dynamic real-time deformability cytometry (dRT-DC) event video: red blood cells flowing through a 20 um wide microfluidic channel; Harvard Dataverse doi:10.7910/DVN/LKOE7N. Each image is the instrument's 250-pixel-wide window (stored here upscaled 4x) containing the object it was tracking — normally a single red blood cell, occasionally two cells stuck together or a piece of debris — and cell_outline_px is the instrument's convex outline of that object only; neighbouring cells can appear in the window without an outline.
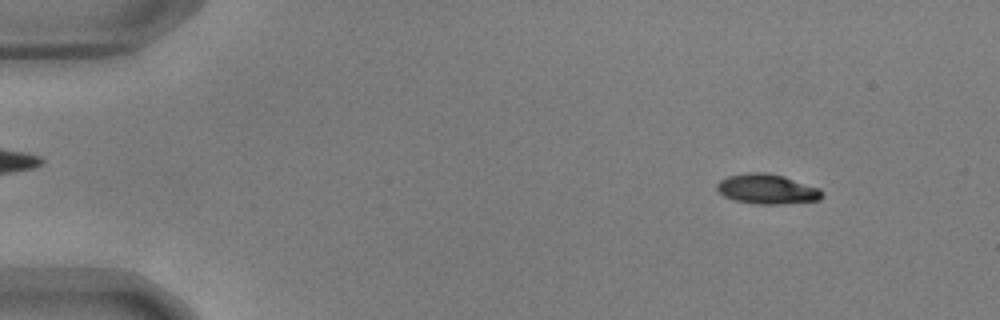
{"species": "common noctule bat (a hibernating species)", "species_latin": "Nyctalus noctula", "temperature_condition": "warm", "stored_images_in_passage": 56, "camera_frame_rate_fps": 3000, "um_per_image_px": 0.085, "animal": {"sex": "male", "body_mass_g": 17.9, "forearm_length_mm": 54.2}, "frame": {"image": 1, "passage_image": 6, "time_ms": 1.667, "image_size_px": [1000, 320], "cell_outline_px": [[824, 196], [820, 200], [780, 204], [760, 204], [736, 200], [724, 196], [716, 188], [716, 184], [720, 180], [728, 176], [748, 172], [764, 172], [784, 176], [820, 188], [824, 192]], "centroid_in_image_um": [65.24, 16.06], "position_along_channel_um": 19.8, "area_um2": 18.32}}
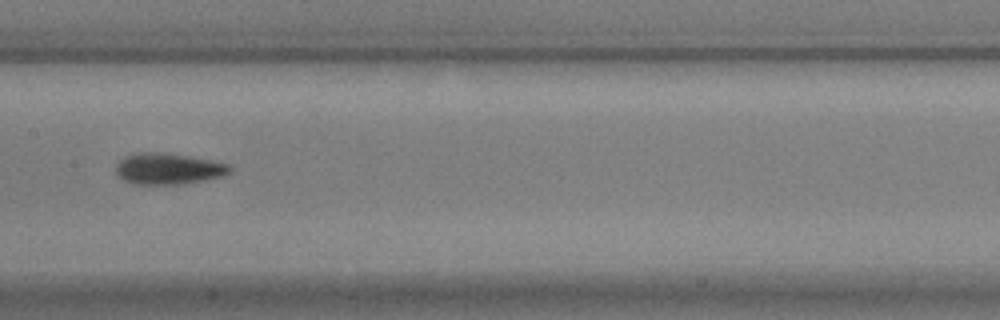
{"frame": {"image": 2, "passage_image": 28, "time_ms": 9.0, "image_size_px": [1000, 320], "cell_outline_px": [[232, 172], [224, 176], [184, 184], [136, 184], [124, 180], [116, 172], [116, 164], [124, 156], [136, 152], [164, 152], [212, 160], [228, 164], [232, 168]], "centroid_in_image_um": [14.32, 14.33], "position_along_channel_um": 193.1, "area_um2": 20.87}}
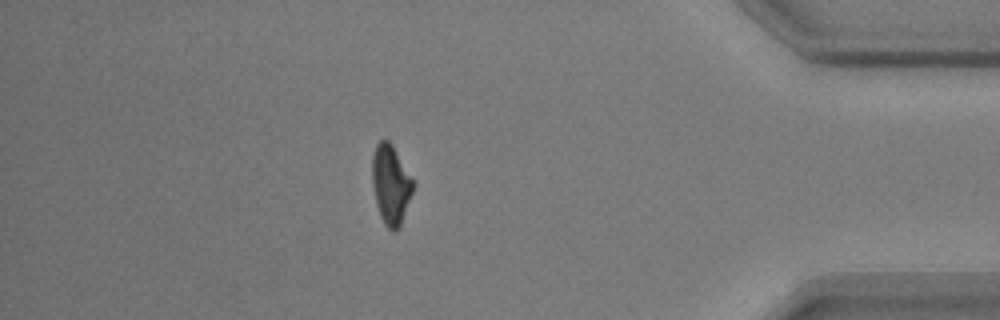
{"frame": {"image": 3, "passage_image": 48, "time_ms": 15.667, "image_size_px": [1000, 320], "cell_outline_px": [[416, 184], [400, 228], [396, 232], [392, 232], [384, 224], [380, 216], [376, 204], [372, 184], [372, 156], [376, 144], [380, 140], [388, 140], [392, 144]], "centroid_in_image_um": [33.23, 15.72], "position_along_channel_um": 402.0, "area_um2": 19.31}, "authors_computed_cell_mechanics": {"area_um2": 19.0451, "velocity_mm_per_s": 3.6715, "shape_relaxation_time_tau1_ms": 2.9039, "shape_relaxation_time_tau2_ms": 1.774, "deformation_change_tau1": 0.1647, "deformation_change_tau2": 0.0847}}